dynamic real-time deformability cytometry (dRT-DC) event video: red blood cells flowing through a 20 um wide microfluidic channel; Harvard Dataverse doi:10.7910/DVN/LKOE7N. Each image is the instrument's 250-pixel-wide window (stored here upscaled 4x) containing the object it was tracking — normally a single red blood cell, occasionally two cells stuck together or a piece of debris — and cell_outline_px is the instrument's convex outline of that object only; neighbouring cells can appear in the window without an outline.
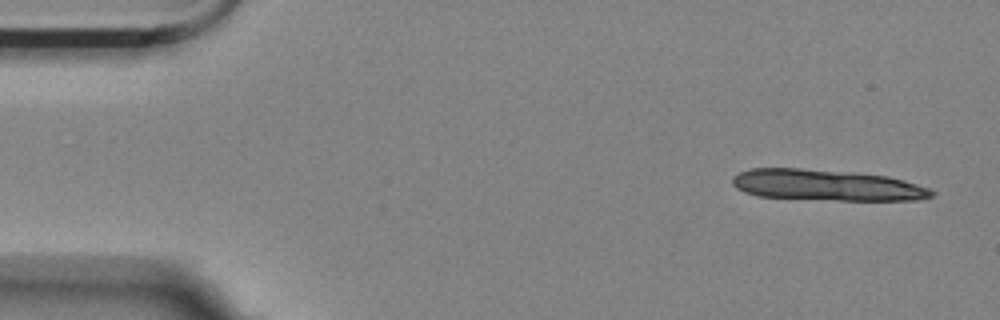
{"species": "Egyptian fruit bat (a non-hibernating species)", "species_latin": "Rousettus aegyptiacus", "temperature_condition": "room temperature", "stored_images_in_passage": 4, "segment_of_instrument_passage": [1, 2], "camera_frame_rate_fps": 3000, "um_per_image_px": 0.085, "animal": {"sex": "female"}, "frame": {"image": 1, "passage_image": 1, "time_ms": 0.0, "image_size_px": [1000, 320], "cell_outline_px": [[936, 192], [932, 196], [920, 200], [840, 200], [756, 196], [744, 192], [736, 188], [732, 184], [732, 176], [748, 168], [800, 168], [856, 172], [888, 176], [904, 180], [932, 188]], "centroid_in_image_um": [70.29, 15.73], "position_along_channel_um": 14.7, "area_um2": 36.41}}